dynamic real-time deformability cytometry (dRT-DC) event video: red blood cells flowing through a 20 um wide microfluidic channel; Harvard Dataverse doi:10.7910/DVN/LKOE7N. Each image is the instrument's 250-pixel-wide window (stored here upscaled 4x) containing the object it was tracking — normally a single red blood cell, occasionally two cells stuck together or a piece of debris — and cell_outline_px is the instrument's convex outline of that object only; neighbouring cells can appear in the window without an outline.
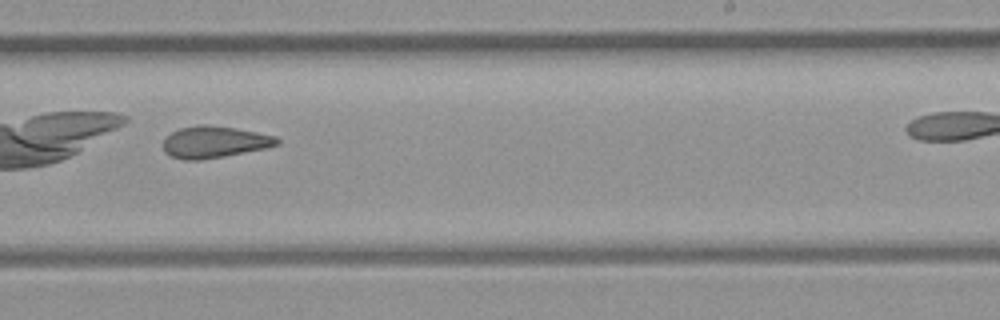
{"species": "common noctule bat (a hibernating species)", "species_latin": "Nyctalus noctula", "temperature_condition": "room temperature", "stored_images_in_passage": 30, "camera_frame_rate_fps": 3000, "um_per_image_px": 0.085, "animal": {"sex": "female", "body_mass_g": 21.9}, "frame": {"image": 1, "passage_image": 22, "time_ms": 7.0, "image_size_px": [1000, 320], "cell_outline_px": [[280, 144], [264, 148], [224, 156], [200, 160], [184, 160], [172, 156], [164, 152], [164, 140], [172, 132], [180, 128], [196, 124], [204, 124], [236, 128], [276, 136], [280, 140]], "centroid_in_image_um": [18.22, 12.06], "position_along_channel_um": 270.8, "area_um2": 20.92}}